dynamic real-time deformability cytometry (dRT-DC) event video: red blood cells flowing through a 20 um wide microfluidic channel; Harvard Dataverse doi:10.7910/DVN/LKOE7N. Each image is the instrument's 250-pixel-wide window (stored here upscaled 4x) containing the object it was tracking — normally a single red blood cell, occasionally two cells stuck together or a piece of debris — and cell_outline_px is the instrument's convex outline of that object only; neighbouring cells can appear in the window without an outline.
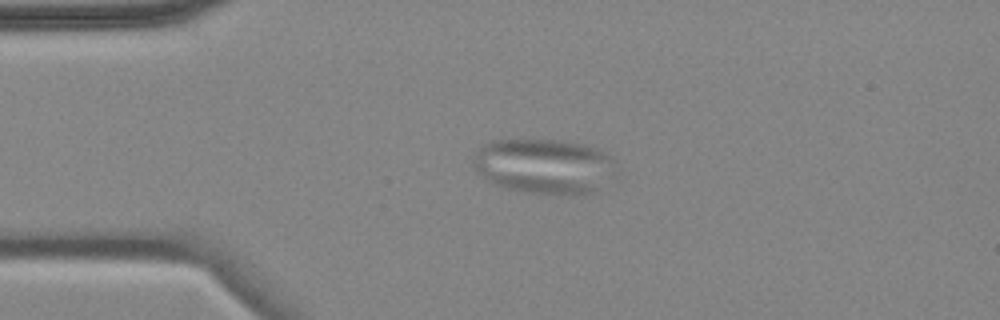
{"species": "common noctule bat (a hibernating species)", "species_latin": "Nyctalus noctula", "temperature_condition": "cold", "stored_images_in_passage": 4, "camera_frame_rate_fps": 3000, "um_per_image_px": 0.085, "animal": {"sex": "female", "body_mass_g": 18.4}, "frame": {"image": 1, "passage_image": 3, "time_ms": 2.667, "image_size_px": [1000, 320], "cell_outline_px": [[616, 160], [592, 192], [576, 196], [524, 192], [504, 188], [488, 180], [476, 172], [472, 168], [472, 160], [476, 152], [484, 144], [492, 140], [560, 140], [580, 144], [596, 148], [612, 156]], "centroid_in_image_um": [46.12, 14.12], "position_along_channel_um": 38.9, "area_um2": 45.14}}